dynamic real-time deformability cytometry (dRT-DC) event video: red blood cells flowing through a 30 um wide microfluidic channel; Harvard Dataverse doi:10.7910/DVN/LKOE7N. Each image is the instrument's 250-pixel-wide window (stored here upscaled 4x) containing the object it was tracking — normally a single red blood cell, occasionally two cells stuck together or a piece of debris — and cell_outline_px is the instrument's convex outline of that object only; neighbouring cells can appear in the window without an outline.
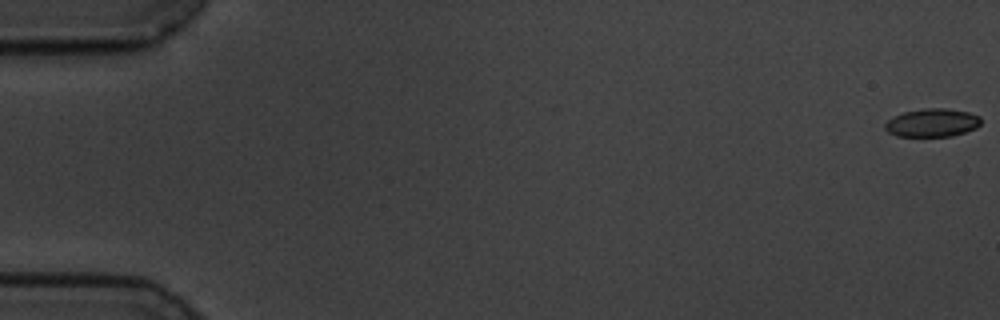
{"species": "common noctule bat (a hibernating species)", "species_latin": "Nyctalus noctula", "temperature_condition": "cold", "stored_images_in_passage": 17, "camera_frame_rate_fps": 3000, "um_per_image_px": 0.085, "animal": {"sex": "male", "body_mass_g": 19.5, "forearm_length_mm": 54.6}, "frame": {"image": 1, "passage_image": 1, "time_ms": 0.0, "image_size_px": [1000, 320], "cell_outline_px": [[980, 124], [976, 128], [952, 136], [896, 136], [888, 132], [884, 128], [884, 124], [892, 116], [904, 112], [924, 108], [944, 108], [968, 112], [980, 116]], "centroid_in_image_um": [79.21, 10.43], "position_along_channel_um": 5.8, "area_um2": 15.78}}
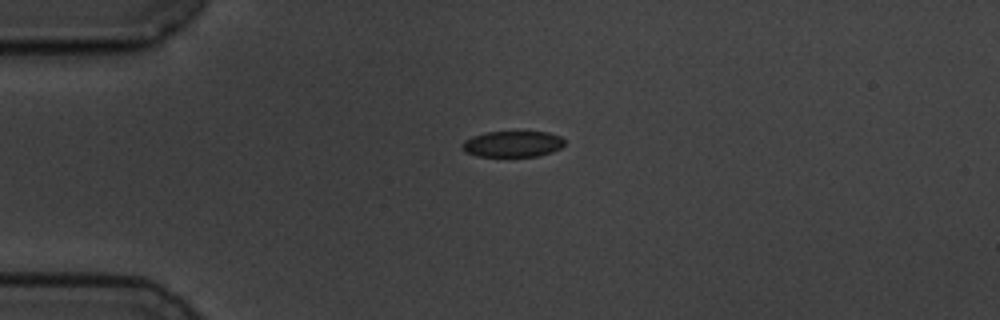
{"frame": {"image": 2, "passage_image": 15, "time_ms": 4.667, "image_size_px": [1000, 320], "cell_outline_px": [[564, 144], [560, 148], [552, 152], [536, 156], [476, 156], [464, 152], [460, 148], [460, 144], [464, 140], [472, 136], [484, 132], [548, 132], [560, 136], [564, 140]], "centroid_in_image_um": [43.51, 12.24], "position_along_channel_um": 41.5, "area_um2": 15.66}}